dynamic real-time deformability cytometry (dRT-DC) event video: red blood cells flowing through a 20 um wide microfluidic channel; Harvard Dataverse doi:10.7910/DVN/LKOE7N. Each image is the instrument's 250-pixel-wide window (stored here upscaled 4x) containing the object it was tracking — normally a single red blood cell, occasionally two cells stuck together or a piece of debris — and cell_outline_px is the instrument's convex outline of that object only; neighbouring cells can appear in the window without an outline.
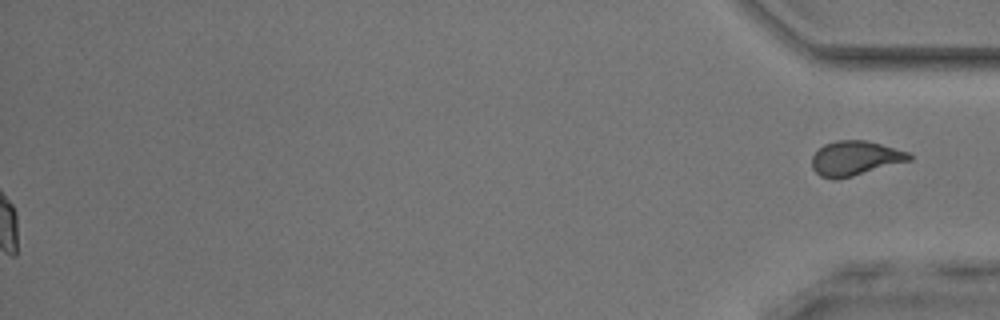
{"species": "common noctule bat (a hibernating species)", "species_latin": "Nyctalus noctula", "temperature_condition": "room temperature", "stored_images_in_passage": 55, "segment_of_instrument_passage": [2, 2], "camera_frame_rate_fps": 3000, "um_per_image_px": 0.085, "animal": {"sex": "male", "body_mass_g": 17.9, "forearm_length_mm": 54.2}, "frame": {"image": 1, "passage_image": 55, "time_ms": 18.0, "image_size_px": [1000, 320], "cell_outline_px": [[912, 160], [852, 176], [836, 180], [832, 180], [820, 176], [812, 168], [812, 156], [824, 144], [836, 140], [864, 140], [880, 144], [908, 152], [912, 156]], "centroid_in_image_um": [72.66, 13.46], "position_along_channel_um": 362.5, "area_um2": 19.54}}